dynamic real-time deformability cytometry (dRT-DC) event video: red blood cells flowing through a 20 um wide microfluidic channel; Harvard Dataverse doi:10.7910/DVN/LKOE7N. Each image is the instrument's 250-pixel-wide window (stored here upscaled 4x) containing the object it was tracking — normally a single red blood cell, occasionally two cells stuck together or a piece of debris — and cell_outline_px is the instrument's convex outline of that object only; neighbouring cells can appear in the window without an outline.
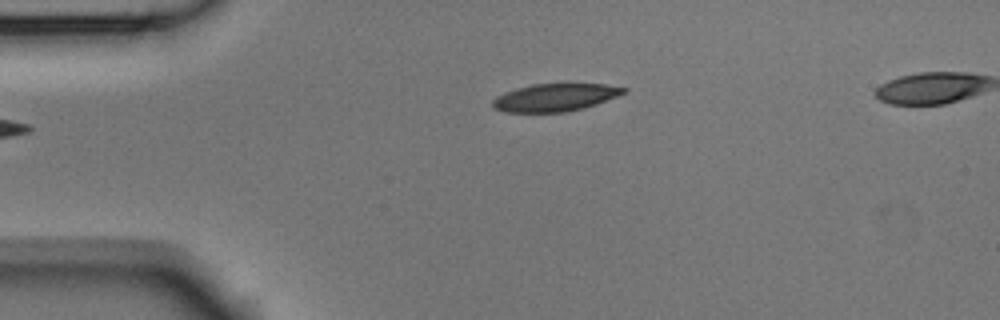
{"species": "Egyptian fruit bat (a non-hibernating species)", "species_latin": "Rousettus aegyptiacus", "temperature_condition": "room temperature", "stored_images_in_passage": 2, "camera_frame_rate_fps": 3000, "um_per_image_px": 0.085, "animal": {"sex": "male"}, "frame": {"image": 1, "passage_image": 2, "time_ms": 0.333, "image_size_px": [1000, 320], "cell_outline_px": [[628, 92], [596, 104], [584, 108], [568, 112], [504, 112], [492, 108], [492, 100], [496, 96], [516, 88], [532, 84], [604, 84], [628, 88]], "centroid_in_image_um": [47.18, 8.29], "position_along_channel_um": 37.8, "area_um2": 21.21}}